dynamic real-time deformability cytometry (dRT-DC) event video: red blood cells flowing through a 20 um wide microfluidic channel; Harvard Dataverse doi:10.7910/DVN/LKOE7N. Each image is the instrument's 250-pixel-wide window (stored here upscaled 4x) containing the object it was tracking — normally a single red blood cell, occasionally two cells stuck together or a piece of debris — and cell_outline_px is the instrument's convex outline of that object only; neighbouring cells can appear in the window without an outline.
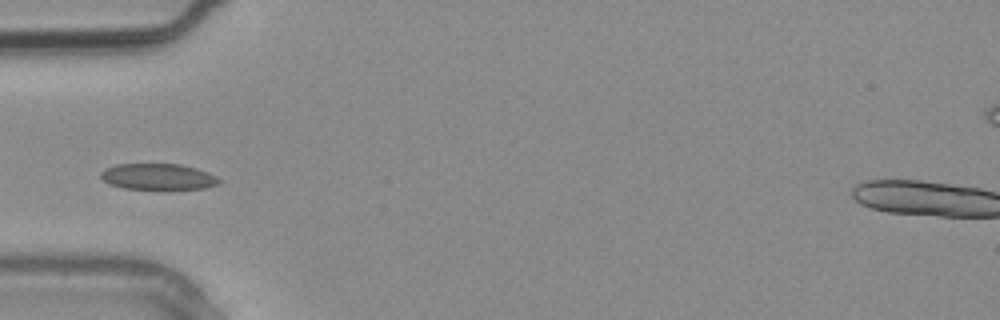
{"species": "common noctule bat (a hibernating species)", "species_latin": "Nyctalus noctula", "temperature_condition": "warm", "stored_images_in_passage": 3, "camera_frame_rate_fps": 3000, "um_per_image_px": 0.085, "animal": {"sex": "male", "body_mass_g": 20.4}, "frame": {"image": 1, "passage_image": 3, "time_ms": 0.667, "image_size_px": [1000, 320], "cell_outline_px": [[220, 184], [204, 188], [168, 192], [124, 188], [108, 184], [100, 176], [100, 172], [104, 168], [116, 164], [180, 164], [196, 168], [208, 172], [216, 176], [220, 180]], "centroid_in_image_um": [13.45, 15.07], "position_along_channel_um": 71.5, "area_um2": 18.96}}